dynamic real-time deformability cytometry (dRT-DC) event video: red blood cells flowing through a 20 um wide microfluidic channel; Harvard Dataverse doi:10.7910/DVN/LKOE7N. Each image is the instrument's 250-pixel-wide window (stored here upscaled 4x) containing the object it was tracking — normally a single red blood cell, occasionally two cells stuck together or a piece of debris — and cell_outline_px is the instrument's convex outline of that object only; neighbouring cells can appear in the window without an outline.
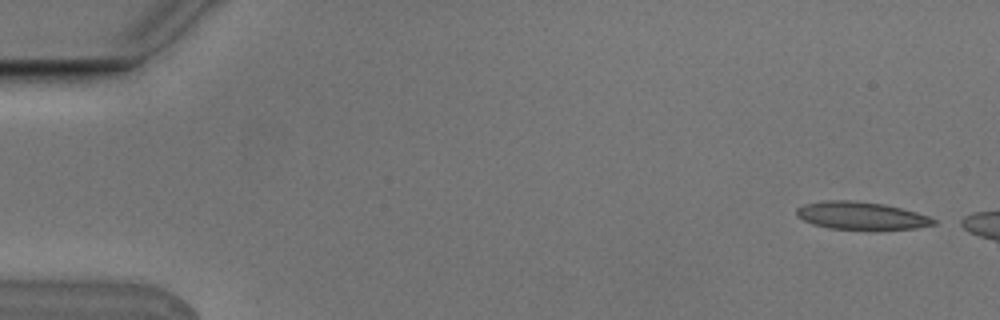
{"species": "Egyptian fruit bat (a non-hibernating species)", "species_latin": "Rousettus aegyptiacus", "temperature_condition": "cold", "stored_images_in_passage": 4, "camera_frame_rate_fps": 3000, "um_per_image_px": 0.085, "animal": {"sex": "male"}, "frame": {"image": 1, "passage_image": 1, "time_ms": 0.0, "image_size_px": [1000, 320], "cell_outline_px": [[936, 224], [916, 228], [876, 232], [868, 232], [828, 228], [812, 224], [796, 216], [796, 208], [804, 204], [824, 200], [852, 200], [884, 204], [916, 212], [928, 216], [936, 220]], "centroid_in_image_um": [73.21, 18.38], "position_along_channel_um": 11.8, "area_um2": 23.06}}